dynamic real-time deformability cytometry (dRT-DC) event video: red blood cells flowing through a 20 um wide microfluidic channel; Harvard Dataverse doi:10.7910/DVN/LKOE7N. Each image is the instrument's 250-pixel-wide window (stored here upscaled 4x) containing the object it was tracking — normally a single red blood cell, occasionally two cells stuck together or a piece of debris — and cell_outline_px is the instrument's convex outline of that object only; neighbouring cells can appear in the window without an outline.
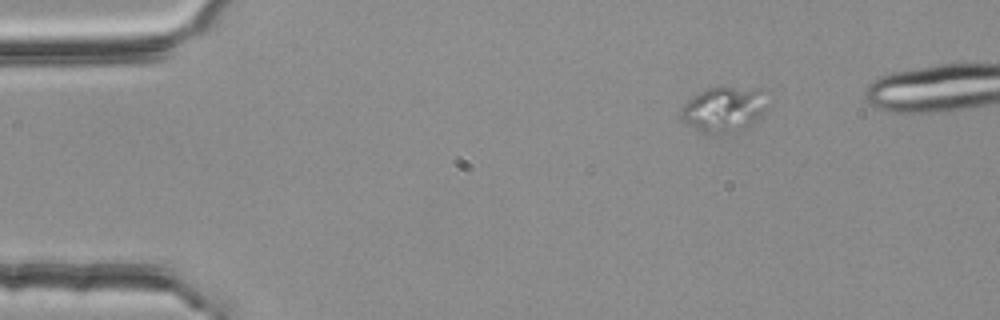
{"species": "common noctule bat (a hibernating species)", "species_latin": "Nyctalus noctula", "temperature_condition": "room temperature", "stored_images_in_passage": 27, "camera_frame_rate_fps": 3000, "um_per_image_px": 0.085, "animal": {"sex": "female", "body_mass_g": 25.1}, "frame": {"image": 1, "passage_image": 1, "time_ms": 0.0, "image_size_px": [1000, 320], "cell_outline_px": [[764, 108], [760, 116], [756, 120], [748, 124], [716, 132], [704, 132], [696, 128], [684, 120], [680, 116], [680, 112], [684, 104], [688, 100], [700, 92], [708, 88], [760, 88]], "centroid_in_image_um": [61.45, 9.23], "position_along_channel_um": 23.5, "area_um2": 20.92}}
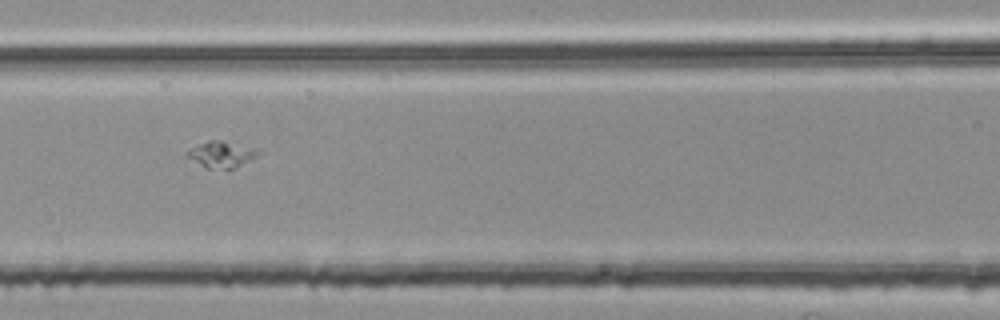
{"frame": {"image": 2, "passage_image": 17, "time_ms": 5.333, "image_size_px": [1000, 320], "cell_outline_px": [[260, 152], [256, 156], [236, 168], [208, 168], [188, 156], [188, 148], [208, 140], [220, 140], [260, 148]], "centroid_in_image_um": [18.88, 13.09], "position_along_channel_um": 147.7, "area_um2": 10.69}}
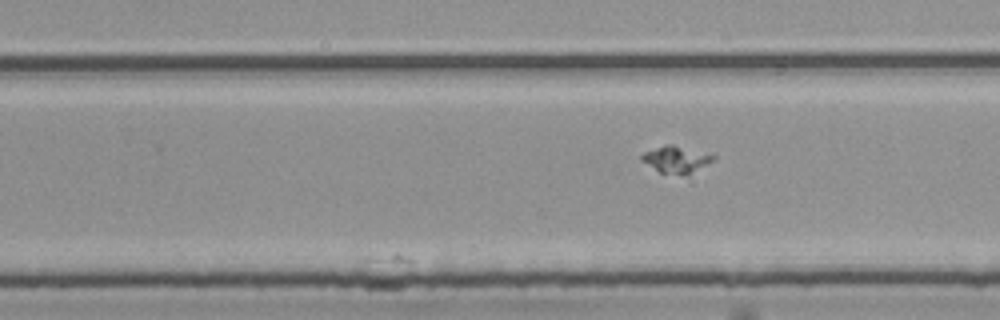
{"frame": {"image": 3, "passage_image": 27, "time_ms": 8.667, "image_size_px": [1000, 320], "cell_outline_px": [[716, 160], [688, 172], [660, 172], [640, 160], [640, 156], [644, 152], [664, 144], [672, 144], [712, 152], [716, 156]], "centroid_in_image_um": [57.51, 13.46], "position_along_channel_um": 272.3, "area_um2": 10.98}}